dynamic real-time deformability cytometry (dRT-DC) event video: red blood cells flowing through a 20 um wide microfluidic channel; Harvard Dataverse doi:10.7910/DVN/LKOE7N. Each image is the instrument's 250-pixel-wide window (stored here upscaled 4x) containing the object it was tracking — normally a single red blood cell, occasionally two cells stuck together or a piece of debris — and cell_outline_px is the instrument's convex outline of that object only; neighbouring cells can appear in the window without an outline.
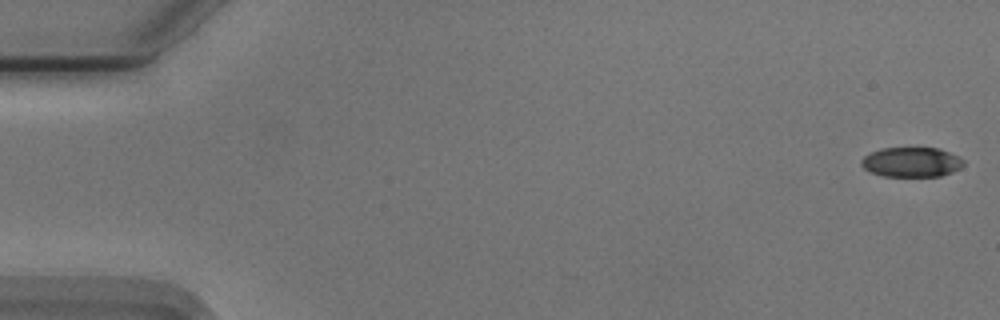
{"species": "Egyptian fruit bat (a non-hibernating species)", "species_latin": "Rousettus aegyptiacus", "temperature_condition": "cold", "stored_images_in_passage": 55, "camera_frame_rate_fps": 3000, "um_per_image_px": 0.085, "animal": {"sex": "male"}, "frame": {"image": 1, "passage_image": 1, "time_ms": 0.0, "image_size_px": [1000, 320], "cell_outline_px": [[964, 164], [960, 168], [952, 172], [940, 176], [884, 176], [872, 172], [864, 168], [860, 164], [860, 160], [864, 156], [880, 148], [940, 148], [960, 156], [964, 160]], "centroid_in_image_um": [77.5, 13.77], "position_along_channel_um": 7.5, "area_um2": 17.8}}
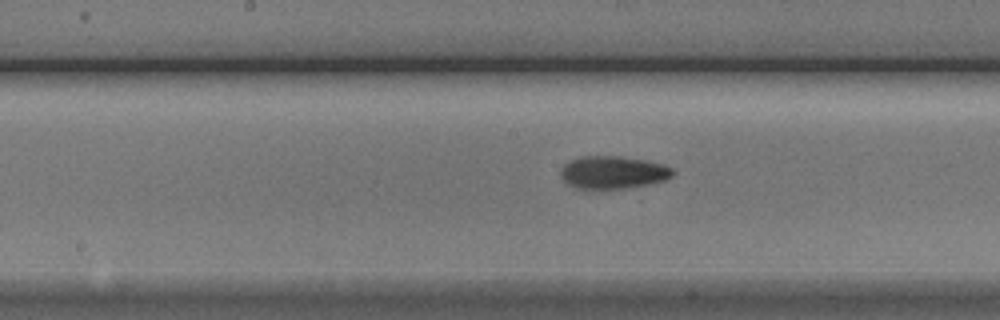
{"frame": {"image": 2, "passage_image": 28, "time_ms": 9.0, "image_size_px": [1000, 320], "cell_outline_px": [[676, 172], [672, 176], [664, 180], [648, 184], [628, 188], [576, 188], [568, 184], [560, 176], [560, 168], [564, 164], [580, 156], [620, 156], [648, 160], [664, 164], [672, 168]], "centroid_in_image_um": [52.12, 14.64], "position_along_channel_um": 196.1, "area_um2": 21.44}}
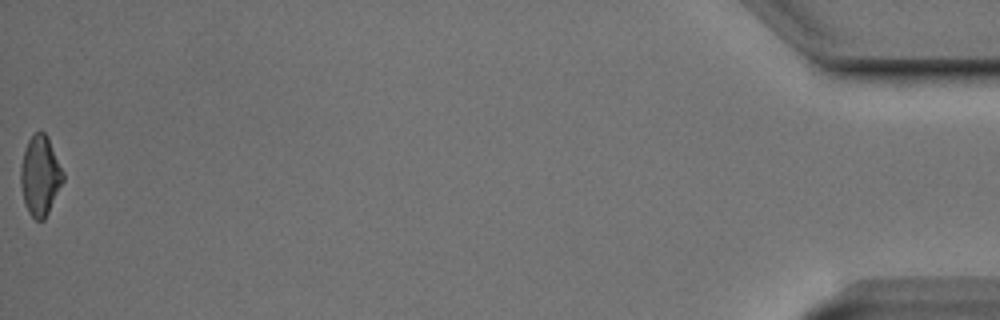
{"frame": {"image": 3, "passage_image": 55, "time_ms": 18.0, "image_size_px": [1000, 320], "cell_outline_px": [[64, 180], [44, 220], [36, 220], [28, 212], [24, 204], [20, 184], [20, 168], [24, 148], [28, 140], [36, 132], [44, 132], [48, 136], [64, 172]], "centroid_in_image_um": [3.4, 14.92], "position_along_channel_um": 431.8, "area_um2": 19.83}, "authors_computed_cell_mechanics": {"area_um2": 20.1144, "velocity_mm_per_s": 3.7467, "shape_relaxation_time_tau1_ms": 3.5848, "shape_relaxation_time_tau2_ms": null, "deformation_change_tau1": 0.1263, "deformation_change_tau2": null}}